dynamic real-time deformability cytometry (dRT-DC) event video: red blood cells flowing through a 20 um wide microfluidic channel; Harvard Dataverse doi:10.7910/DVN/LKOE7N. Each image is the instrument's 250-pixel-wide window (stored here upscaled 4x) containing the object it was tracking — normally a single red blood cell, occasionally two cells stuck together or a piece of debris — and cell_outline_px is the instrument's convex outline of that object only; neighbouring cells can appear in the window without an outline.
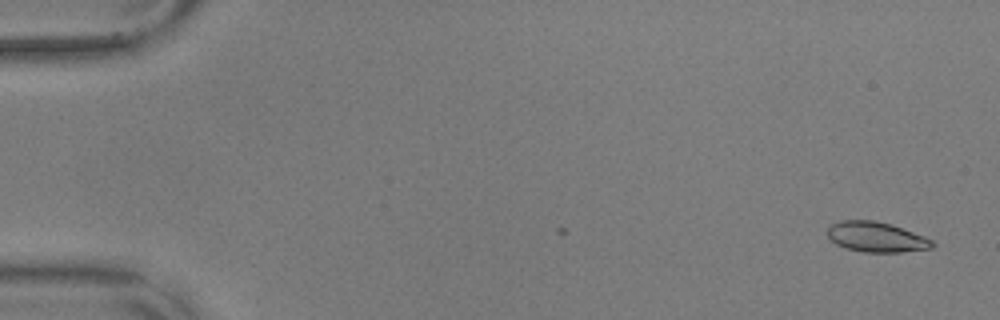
{"species": "common noctule bat (a hibernating species)", "species_latin": "Nyctalus noctula", "temperature_condition": "warm", "stored_images_in_passage": 2, "camera_frame_rate_fps": 3000, "um_per_image_px": 0.085, "animal": {"sex": "male", "body_mass_g": 17.9, "forearm_length_mm": 54.2}, "frame": {"image": 1, "passage_image": 2, "time_ms": 0.333, "image_size_px": [1000, 320], "cell_outline_px": [[936, 244], [932, 248], [900, 252], [864, 252], [844, 248], [836, 244], [828, 236], [828, 228], [832, 224], [840, 220], [872, 220], [892, 224], [924, 236], [932, 240]], "centroid_in_image_um": [74.49, 20.14], "position_along_channel_um": 10.5, "area_um2": 18.44}}